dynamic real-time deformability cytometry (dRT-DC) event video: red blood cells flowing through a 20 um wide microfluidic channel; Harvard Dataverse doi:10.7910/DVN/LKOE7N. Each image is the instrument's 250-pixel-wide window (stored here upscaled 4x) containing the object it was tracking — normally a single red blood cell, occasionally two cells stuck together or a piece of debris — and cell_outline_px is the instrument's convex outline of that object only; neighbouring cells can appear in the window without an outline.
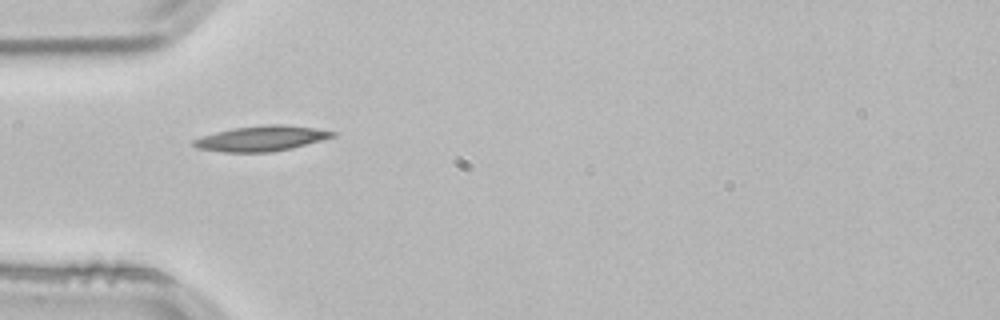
{"species": "common noctule bat (a hibernating species)", "species_latin": "Nyctalus noctula", "temperature_condition": "room temperature", "stored_images_in_passage": 30, "camera_frame_rate_fps": 3000, "um_per_image_px": 0.085, "animal": {"sex": "male", "body_mass_g": 21.5, "forearm_length_mm": 52.0}, "frame": {"image": 1, "passage_image": 1, "time_ms": 0.0, "image_size_px": [1000, 320], "cell_outline_px": [[336, 136], [292, 148], [272, 152], [224, 152], [196, 148], [192, 144], [192, 140], [216, 132], [236, 128], [264, 124], [288, 124], [316, 128], [336, 132]], "centroid_in_image_um": [22.25, 11.76], "position_along_channel_um": 62.8, "area_um2": 20.46}}
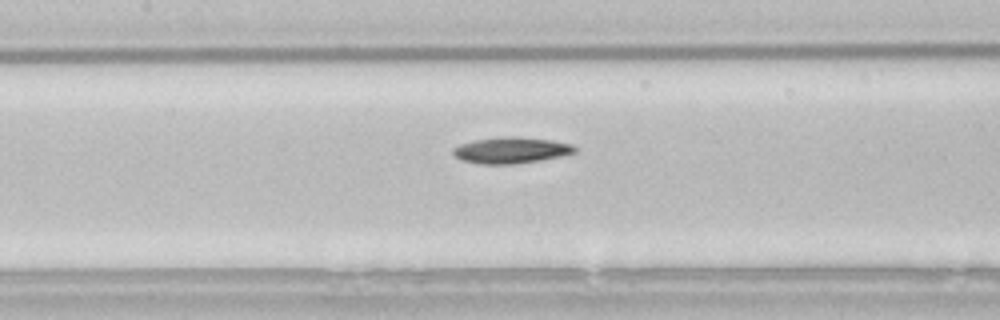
{"frame": {"image": 2, "passage_image": 9, "time_ms": 2.667, "image_size_px": [1000, 320], "cell_outline_px": [[580, 148], [576, 152], [560, 156], [540, 160], [516, 164], [480, 164], [460, 160], [452, 152], [452, 148], [460, 144], [472, 140], [500, 136], [520, 136], [552, 140], [572, 144]], "centroid_in_image_um": [43.45, 12.76], "position_along_channel_um": 164.0, "area_um2": 18.96}}
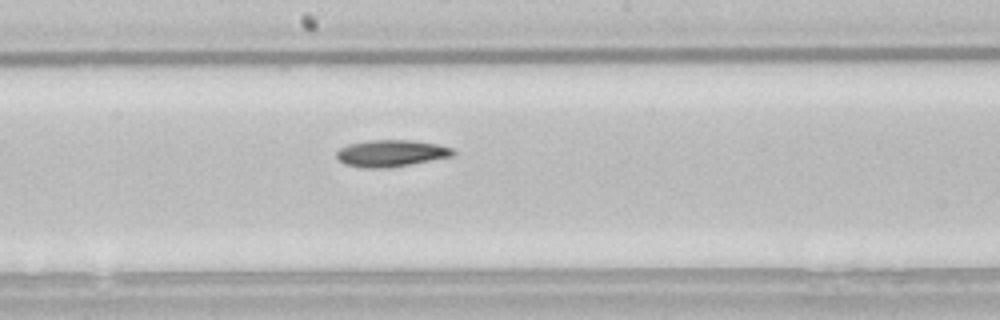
{"frame": {"image": 3, "passage_image": 13, "time_ms": 4.0, "image_size_px": [1000, 320], "cell_outline_px": [[456, 156], [412, 164], [388, 168], [360, 168], [344, 164], [336, 156], [336, 152], [340, 148], [348, 144], [372, 140], [412, 140], [436, 144], [452, 148], [456, 152]], "centroid_in_image_um": [33.27, 13.04], "position_along_channel_um": 214.9, "area_um2": 18.38}, "authors_computed_cell_mechanics": {"area_um2": 17.629, "velocity_mm_per_s": 3.8374, "shape_relaxation_time_tau1_ms": 6.8953, "shape_relaxation_time_tau2_ms": null, "deformation_change_tau1": 0.1547, "deformation_change_tau2": null}}